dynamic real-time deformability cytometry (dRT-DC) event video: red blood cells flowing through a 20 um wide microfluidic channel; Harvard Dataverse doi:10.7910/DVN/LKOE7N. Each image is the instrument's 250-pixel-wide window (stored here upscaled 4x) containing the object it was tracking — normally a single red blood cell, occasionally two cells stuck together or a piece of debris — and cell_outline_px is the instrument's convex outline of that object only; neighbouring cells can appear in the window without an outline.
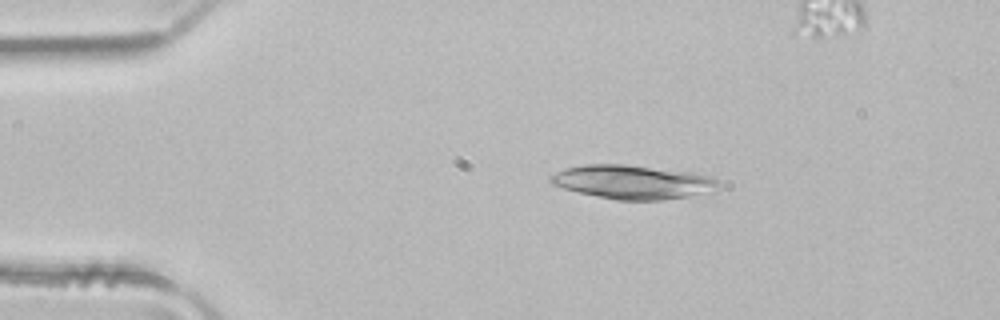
{"species": "common noctule bat (a hibernating species)", "species_latin": "Nyctalus noctula", "temperature_condition": "room temperature", "stored_images_in_passage": 3, "segment_of_instrument_passage": [1, 2], "camera_frame_rate_fps": 3000, "um_per_image_px": 0.085, "animal": {"sex": "male", "body_mass_g": 21.5, "forearm_length_mm": 52.0}, "frame": {"image": 1, "passage_image": 1, "time_ms": 0.0, "image_size_px": [1000, 320], "cell_outline_px": [[720, 188], [688, 196], [664, 200], [616, 200], [576, 192], [552, 184], [548, 180], [548, 176], [564, 168], [580, 164], [628, 164], [692, 172], [708, 176], [716, 180], [720, 184]], "centroid_in_image_um": [53.71, 15.46], "position_along_channel_um": 31.3, "area_um2": 33.29}}